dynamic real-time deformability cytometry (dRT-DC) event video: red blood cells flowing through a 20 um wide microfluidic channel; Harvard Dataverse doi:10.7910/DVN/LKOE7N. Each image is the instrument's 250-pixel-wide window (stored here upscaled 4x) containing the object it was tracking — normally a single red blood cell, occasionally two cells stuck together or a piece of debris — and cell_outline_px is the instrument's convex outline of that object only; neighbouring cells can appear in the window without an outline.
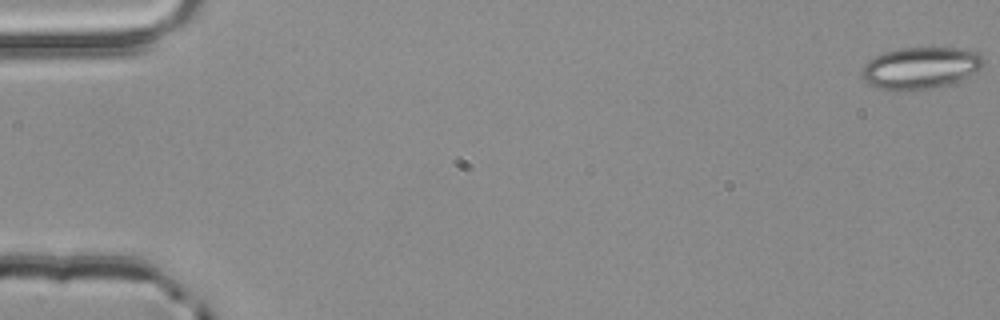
{"species": "common noctule bat (a hibernating species)", "species_latin": "Nyctalus noctula", "temperature_condition": "room temperature", "stored_images_in_passage": 4, "camera_frame_rate_fps": 3000, "um_per_image_px": 0.085, "animal": {"sex": "male", "body_mass_g": 20.4}, "frame": {"image": 1, "passage_image": 1, "time_ms": 0.0, "image_size_px": [1000, 320], "cell_outline_px": [[984, 64], [980, 68], [968, 76], [948, 84], [932, 88], [880, 88], [868, 84], [860, 76], [860, 72], [864, 64], [868, 60], [884, 52], [896, 48], [964, 48], [980, 52], [984, 60]], "centroid_in_image_um": [78.25, 5.73], "position_along_channel_um": 6.8, "area_um2": 29.25}}